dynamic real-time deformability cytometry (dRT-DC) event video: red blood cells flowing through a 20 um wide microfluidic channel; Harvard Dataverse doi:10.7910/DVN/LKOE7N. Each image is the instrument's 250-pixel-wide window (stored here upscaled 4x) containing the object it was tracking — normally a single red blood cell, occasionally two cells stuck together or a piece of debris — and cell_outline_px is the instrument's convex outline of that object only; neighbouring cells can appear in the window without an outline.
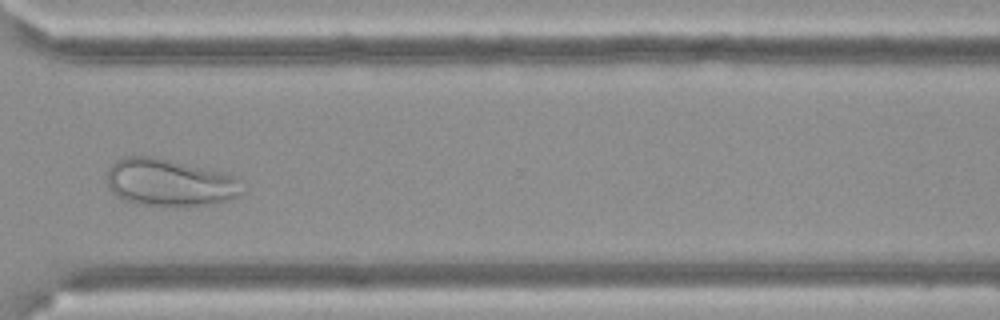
{"species": "Egyptian fruit bat (a non-hibernating species)", "species_latin": "Rousettus aegyptiacus", "temperature_condition": "cold", "stored_images_in_passage": 54, "camera_frame_rate_fps": 3000, "um_per_image_px": 0.085, "frame": {"image": 1, "passage_image": 39, "time_ms": 12.667, "image_size_px": [1000, 320], "cell_outline_px": [[248, 188], [244, 192], [228, 200], [204, 204], [140, 204], [124, 200], [116, 196], [108, 184], [108, 168], [116, 160], [124, 156], [152, 156], [224, 172], [240, 180]], "centroid_in_image_um": [14.44, 15.48], "position_along_channel_um": 356.2, "area_um2": 36.82}}
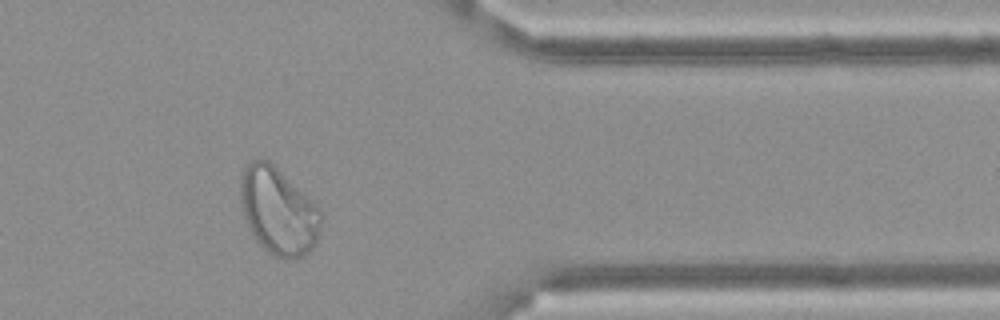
{"frame": {"image": 2, "passage_image": 43, "time_ms": 14.0, "image_size_px": [1000, 320], "cell_outline_px": [[320, 228], [316, 240], [312, 248], [308, 252], [300, 256], [288, 260], [284, 260], [268, 252], [256, 240], [248, 228], [240, 208], [240, 176], [244, 168], [256, 156], [268, 160], [312, 200], [320, 212]], "centroid_in_image_um": [23.6, 17.92], "position_along_channel_um": 387.8, "area_um2": 40.81}}
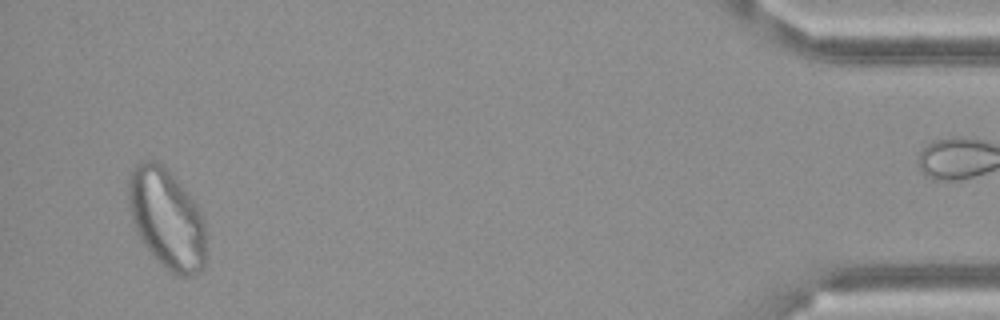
{"frame": {"image": 3, "passage_image": 51, "time_ms": 16.667, "image_size_px": [1000, 320], "cell_outline_px": [[204, 268], [200, 272], [192, 276], [176, 276], [148, 248], [136, 232], [128, 200], [128, 172], [136, 164], [144, 160], [156, 160], [180, 184], [196, 204], [204, 220]], "centroid_in_image_um": [14.16, 18.56], "position_along_channel_um": 421.0, "area_um2": 44.39}}